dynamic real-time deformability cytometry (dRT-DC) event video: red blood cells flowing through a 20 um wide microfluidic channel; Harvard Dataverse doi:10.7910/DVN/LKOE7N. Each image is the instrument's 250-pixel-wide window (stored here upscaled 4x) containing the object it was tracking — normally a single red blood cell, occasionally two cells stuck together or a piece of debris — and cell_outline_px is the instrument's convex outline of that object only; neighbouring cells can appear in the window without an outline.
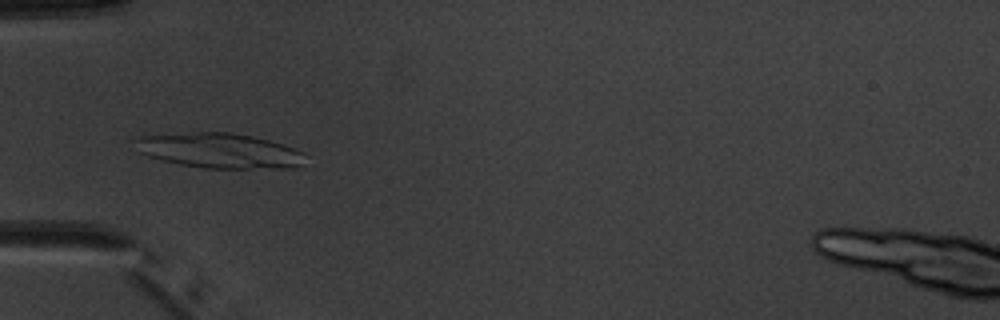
{"species": "common noctule bat (a hibernating species)", "species_latin": "Nyctalus noctula", "temperature_condition": "warm", "stored_images_in_passage": 5, "camera_frame_rate_fps": 3000, "um_per_image_px": 0.085, "animal": {"sex": "male", "body_mass_g": 20.1, "forearm_length_mm": 53.5}, "frame": {"image": 1, "passage_image": 4, "time_ms": 3.333, "image_size_px": [1000, 320], "cell_outline_px": [[304, 152], [300, 164], [296, 168], [204, 168], [180, 164], [160, 160], [148, 156], [140, 152], [128, 140], [140, 136], [196, 132], [228, 132], [252, 136], [268, 140]], "centroid_in_image_um": [18.54, 12.8], "position_along_channel_um": 66.5, "area_um2": 34.62}}
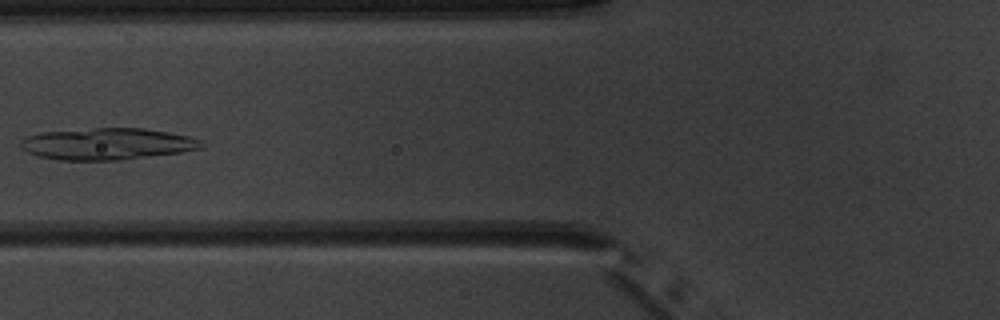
{"frame": {"image": 2, "passage_image": 5, "time_ms": 4.667, "image_size_px": [1000, 320], "cell_outline_px": [[204, 148], [180, 152], [120, 160], [60, 160], [36, 156], [20, 148], [20, 140], [28, 136], [40, 132], [96, 128], [144, 128], [168, 132], [188, 136], [200, 140], [204, 144]], "centroid_in_image_um": [9.09, 12.23], "position_along_channel_um": 116.7, "area_um2": 33.41}}